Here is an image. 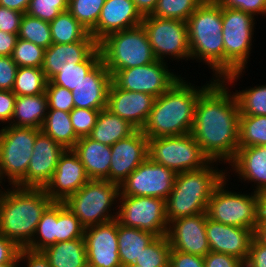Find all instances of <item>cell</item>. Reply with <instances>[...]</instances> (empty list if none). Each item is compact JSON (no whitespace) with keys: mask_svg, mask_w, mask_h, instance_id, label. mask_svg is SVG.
<instances>
[{"mask_svg":"<svg viewBox=\"0 0 266 267\" xmlns=\"http://www.w3.org/2000/svg\"><path fill=\"white\" fill-rule=\"evenodd\" d=\"M206 236L211 252L228 254L246 263L254 238V230L225 225L207 216Z\"/></svg>","mask_w":266,"mask_h":267,"instance_id":"44dd1931","label":"cell"},{"mask_svg":"<svg viewBox=\"0 0 266 267\" xmlns=\"http://www.w3.org/2000/svg\"><path fill=\"white\" fill-rule=\"evenodd\" d=\"M204 267H245V262L228 254L209 252L204 257Z\"/></svg>","mask_w":266,"mask_h":267,"instance_id":"816d5d0a","label":"cell"},{"mask_svg":"<svg viewBox=\"0 0 266 267\" xmlns=\"http://www.w3.org/2000/svg\"><path fill=\"white\" fill-rule=\"evenodd\" d=\"M221 6L242 10L252 16H266V0H216Z\"/></svg>","mask_w":266,"mask_h":267,"instance_id":"c3c4849f","label":"cell"},{"mask_svg":"<svg viewBox=\"0 0 266 267\" xmlns=\"http://www.w3.org/2000/svg\"><path fill=\"white\" fill-rule=\"evenodd\" d=\"M24 13L0 6V31L17 34Z\"/></svg>","mask_w":266,"mask_h":267,"instance_id":"f907efd6","label":"cell"},{"mask_svg":"<svg viewBox=\"0 0 266 267\" xmlns=\"http://www.w3.org/2000/svg\"><path fill=\"white\" fill-rule=\"evenodd\" d=\"M135 130L136 128L127 120L105 108L100 110L97 122L88 137L94 141L112 146L120 139L128 137Z\"/></svg>","mask_w":266,"mask_h":267,"instance_id":"f1b7e54d","label":"cell"},{"mask_svg":"<svg viewBox=\"0 0 266 267\" xmlns=\"http://www.w3.org/2000/svg\"><path fill=\"white\" fill-rule=\"evenodd\" d=\"M125 267H142L141 265H136V264H130V265H127Z\"/></svg>","mask_w":266,"mask_h":267,"instance_id":"03108f58","label":"cell"},{"mask_svg":"<svg viewBox=\"0 0 266 267\" xmlns=\"http://www.w3.org/2000/svg\"><path fill=\"white\" fill-rule=\"evenodd\" d=\"M181 75L168 69L167 62L157 60L150 64L118 70L112 81L126 91L146 93L159 97L166 92Z\"/></svg>","mask_w":266,"mask_h":267,"instance_id":"5bb4252c","label":"cell"},{"mask_svg":"<svg viewBox=\"0 0 266 267\" xmlns=\"http://www.w3.org/2000/svg\"><path fill=\"white\" fill-rule=\"evenodd\" d=\"M254 237L262 244L266 245V223H257Z\"/></svg>","mask_w":266,"mask_h":267,"instance_id":"be15d7a7","label":"cell"},{"mask_svg":"<svg viewBox=\"0 0 266 267\" xmlns=\"http://www.w3.org/2000/svg\"><path fill=\"white\" fill-rule=\"evenodd\" d=\"M0 189V234L20 249L32 241L45 210L53 203L44 188Z\"/></svg>","mask_w":266,"mask_h":267,"instance_id":"3957f363","label":"cell"},{"mask_svg":"<svg viewBox=\"0 0 266 267\" xmlns=\"http://www.w3.org/2000/svg\"><path fill=\"white\" fill-rule=\"evenodd\" d=\"M20 252V248L0 234V265L13 261Z\"/></svg>","mask_w":266,"mask_h":267,"instance_id":"6f0895ef","label":"cell"},{"mask_svg":"<svg viewBox=\"0 0 266 267\" xmlns=\"http://www.w3.org/2000/svg\"><path fill=\"white\" fill-rule=\"evenodd\" d=\"M46 93L32 96H16L11 126L41 129L47 114Z\"/></svg>","mask_w":266,"mask_h":267,"instance_id":"83f0119b","label":"cell"},{"mask_svg":"<svg viewBox=\"0 0 266 267\" xmlns=\"http://www.w3.org/2000/svg\"><path fill=\"white\" fill-rule=\"evenodd\" d=\"M48 80L41 68L18 67L12 92L16 96H32L46 91Z\"/></svg>","mask_w":266,"mask_h":267,"instance_id":"e575fe53","label":"cell"},{"mask_svg":"<svg viewBox=\"0 0 266 267\" xmlns=\"http://www.w3.org/2000/svg\"><path fill=\"white\" fill-rule=\"evenodd\" d=\"M212 78L210 83L204 84L201 88L183 80L185 79L183 77L177 80L166 92L155 99L141 131L148 138L191 133L197 101L216 80Z\"/></svg>","mask_w":266,"mask_h":267,"instance_id":"7a4b0ae2","label":"cell"},{"mask_svg":"<svg viewBox=\"0 0 266 267\" xmlns=\"http://www.w3.org/2000/svg\"><path fill=\"white\" fill-rule=\"evenodd\" d=\"M65 148L51 137H36L25 177L16 185L22 188H44L52 179L58 160Z\"/></svg>","mask_w":266,"mask_h":267,"instance_id":"e0dca14e","label":"cell"},{"mask_svg":"<svg viewBox=\"0 0 266 267\" xmlns=\"http://www.w3.org/2000/svg\"><path fill=\"white\" fill-rule=\"evenodd\" d=\"M245 267H266V245L260 243L255 237L252 240Z\"/></svg>","mask_w":266,"mask_h":267,"instance_id":"11a10c76","label":"cell"},{"mask_svg":"<svg viewBox=\"0 0 266 267\" xmlns=\"http://www.w3.org/2000/svg\"><path fill=\"white\" fill-rule=\"evenodd\" d=\"M156 97L146 93L120 89L113 81L107 95V107L111 113L127 120L134 128L142 129Z\"/></svg>","mask_w":266,"mask_h":267,"instance_id":"7402d4cb","label":"cell"},{"mask_svg":"<svg viewBox=\"0 0 266 267\" xmlns=\"http://www.w3.org/2000/svg\"><path fill=\"white\" fill-rule=\"evenodd\" d=\"M17 69L11 56H0V90L12 91Z\"/></svg>","mask_w":266,"mask_h":267,"instance_id":"681fc988","label":"cell"},{"mask_svg":"<svg viewBox=\"0 0 266 267\" xmlns=\"http://www.w3.org/2000/svg\"><path fill=\"white\" fill-rule=\"evenodd\" d=\"M102 61L113 76L118 70L157 61L143 25L108 34L98 43Z\"/></svg>","mask_w":266,"mask_h":267,"instance_id":"52a82bcc","label":"cell"},{"mask_svg":"<svg viewBox=\"0 0 266 267\" xmlns=\"http://www.w3.org/2000/svg\"><path fill=\"white\" fill-rule=\"evenodd\" d=\"M19 261L26 263L27 267H51L47 257L42 251H32L27 248L20 249ZM26 261V262H25Z\"/></svg>","mask_w":266,"mask_h":267,"instance_id":"9f6ffc18","label":"cell"},{"mask_svg":"<svg viewBox=\"0 0 266 267\" xmlns=\"http://www.w3.org/2000/svg\"><path fill=\"white\" fill-rule=\"evenodd\" d=\"M45 49L36 44L18 38L11 58L18 67H36L43 65Z\"/></svg>","mask_w":266,"mask_h":267,"instance_id":"ee69618b","label":"cell"},{"mask_svg":"<svg viewBox=\"0 0 266 267\" xmlns=\"http://www.w3.org/2000/svg\"><path fill=\"white\" fill-rule=\"evenodd\" d=\"M85 227L63 202H57V242L84 237Z\"/></svg>","mask_w":266,"mask_h":267,"instance_id":"b9f144b4","label":"cell"},{"mask_svg":"<svg viewBox=\"0 0 266 267\" xmlns=\"http://www.w3.org/2000/svg\"><path fill=\"white\" fill-rule=\"evenodd\" d=\"M118 220L84 229L87 263L94 267H122L118 253Z\"/></svg>","mask_w":266,"mask_h":267,"instance_id":"2e32d148","label":"cell"},{"mask_svg":"<svg viewBox=\"0 0 266 267\" xmlns=\"http://www.w3.org/2000/svg\"><path fill=\"white\" fill-rule=\"evenodd\" d=\"M18 37L44 49L53 44L49 22L31 17L26 13L22 17Z\"/></svg>","mask_w":266,"mask_h":267,"instance_id":"74e56055","label":"cell"},{"mask_svg":"<svg viewBox=\"0 0 266 267\" xmlns=\"http://www.w3.org/2000/svg\"><path fill=\"white\" fill-rule=\"evenodd\" d=\"M97 48L96 40H81L70 44L53 43L45 49L41 69L49 81L62 68L84 62Z\"/></svg>","mask_w":266,"mask_h":267,"instance_id":"d4e9b609","label":"cell"},{"mask_svg":"<svg viewBox=\"0 0 266 267\" xmlns=\"http://www.w3.org/2000/svg\"><path fill=\"white\" fill-rule=\"evenodd\" d=\"M36 236V237H35ZM57 243V202H53L42 214L34 237L27 249L42 251Z\"/></svg>","mask_w":266,"mask_h":267,"instance_id":"d590c367","label":"cell"},{"mask_svg":"<svg viewBox=\"0 0 266 267\" xmlns=\"http://www.w3.org/2000/svg\"><path fill=\"white\" fill-rule=\"evenodd\" d=\"M235 175L243 181L254 182V192L266 190V145L238 148L228 163Z\"/></svg>","mask_w":266,"mask_h":267,"instance_id":"484cf974","label":"cell"},{"mask_svg":"<svg viewBox=\"0 0 266 267\" xmlns=\"http://www.w3.org/2000/svg\"><path fill=\"white\" fill-rule=\"evenodd\" d=\"M119 193L118 184L108 180L90 179L63 203L86 228L116 219L117 208L113 204L117 205ZM114 209L116 212L112 214L110 211Z\"/></svg>","mask_w":266,"mask_h":267,"instance_id":"ba28073f","label":"cell"},{"mask_svg":"<svg viewBox=\"0 0 266 267\" xmlns=\"http://www.w3.org/2000/svg\"><path fill=\"white\" fill-rule=\"evenodd\" d=\"M148 157V137L136 129L111 146L109 181L120 185Z\"/></svg>","mask_w":266,"mask_h":267,"instance_id":"d6986e66","label":"cell"},{"mask_svg":"<svg viewBox=\"0 0 266 267\" xmlns=\"http://www.w3.org/2000/svg\"><path fill=\"white\" fill-rule=\"evenodd\" d=\"M101 60V51L98 47L84 62L77 63L75 66L62 68L61 71L49 81L52 84L73 91L82 79H84Z\"/></svg>","mask_w":266,"mask_h":267,"instance_id":"836d02e7","label":"cell"},{"mask_svg":"<svg viewBox=\"0 0 266 267\" xmlns=\"http://www.w3.org/2000/svg\"><path fill=\"white\" fill-rule=\"evenodd\" d=\"M141 24L157 60L164 61L167 57L179 61L191 59L186 21L146 15Z\"/></svg>","mask_w":266,"mask_h":267,"instance_id":"7c38bea8","label":"cell"},{"mask_svg":"<svg viewBox=\"0 0 266 267\" xmlns=\"http://www.w3.org/2000/svg\"><path fill=\"white\" fill-rule=\"evenodd\" d=\"M156 237L151 232L118 223V253L122 267L134 264L143 249Z\"/></svg>","mask_w":266,"mask_h":267,"instance_id":"4dcf8cb0","label":"cell"},{"mask_svg":"<svg viewBox=\"0 0 266 267\" xmlns=\"http://www.w3.org/2000/svg\"><path fill=\"white\" fill-rule=\"evenodd\" d=\"M19 255L11 262L1 264L0 267H19L20 266Z\"/></svg>","mask_w":266,"mask_h":267,"instance_id":"e7e4bbea","label":"cell"},{"mask_svg":"<svg viewBox=\"0 0 266 267\" xmlns=\"http://www.w3.org/2000/svg\"><path fill=\"white\" fill-rule=\"evenodd\" d=\"M45 93L48 109H56L68 113L74 109V100L70 90L48 81Z\"/></svg>","mask_w":266,"mask_h":267,"instance_id":"7dc6e473","label":"cell"},{"mask_svg":"<svg viewBox=\"0 0 266 267\" xmlns=\"http://www.w3.org/2000/svg\"><path fill=\"white\" fill-rule=\"evenodd\" d=\"M207 216V212H203L171 221L166 234L171 249L202 257L209 253L206 236Z\"/></svg>","mask_w":266,"mask_h":267,"instance_id":"ac0fdd59","label":"cell"},{"mask_svg":"<svg viewBox=\"0 0 266 267\" xmlns=\"http://www.w3.org/2000/svg\"><path fill=\"white\" fill-rule=\"evenodd\" d=\"M112 75L101 60L71 91L74 108L103 110L107 107V95Z\"/></svg>","mask_w":266,"mask_h":267,"instance_id":"cb8c5ba5","label":"cell"},{"mask_svg":"<svg viewBox=\"0 0 266 267\" xmlns=\"http://www.w3.org/2000/svg\"><path fill=\"white\" fill-rule=\"evenodd\" d=\"M215 188L209 199L207 215L210 219L225 225L250 228L255 231L257 225V193L251 195L229 191L227 181ZM227 180V181H226ZM227 185V187H226Z\"/></svg>","mask_w":266,"mask_h":267,"instance_id":"8fae6325","label":"cell"},{"mask_svg":"<svg viewBox=\"0 0 266 267\" xmlns=\"http://www.w3.org/2000/svg\"><path fill=\"white\" fill-rule=\"evenodd\" d=\"M49 25L52 43L70 44L81 40H95L68 10L61 12Z\"/></svg>","mask_w":266,"mask_h":267,"instance_id":"d6a6232c","label":"cell"},{"mask_svg":"<svg viewBox=\"0 0 266 267\" xmlns=\"http://www.w3.org/2000/svg\"><path fill=\"white\" fill-rule=\"evenodd\" d=\"M16 95L10 90H0V122L10 124L15 107Z\"/></svg>","mask_w":266,"mask_h":267,"instance_id":"db71d44e","label":"cell"},{"mask_svg":"<svg viewBox=\"0 0 266 267\" xmlns=\"http://www.w3.org/2000/svg\"><path fill=\"white\" fill-rule=\"evenodd\" d=\"M257 223H266V190L257 193Z\"/></svg>","mask_w":266,"mask_h":267,"instance_id":"94428289","label":"cell"},{"mask_svg":"<svg viewBox=\"0 0 266 267\" xmlns=\"http://www.w3.org/2000/svg\"><path fill=\"white\" fill-rule=\"evenodd\" d=\"M234 94L240 115L266 116V85L236 90Z\"/></svg>","mask_w":266,"mask_h":267,"instance_id":"f35d334b","label":"cell"},{"mask_svg":"<svg viewBox=\"0 0 266 267\" xmlns=\"http://www.w3.org/2000/svg\"><path fill=\"white\" fill-rule=\"evenodd\" d=\"M31 0H0V6L26 13Z\"/></svg>","mask_w":266,"mask_h":267,"instance_id":"6125c7cd","label":"cell"},{"mask_svg":"<svg viewBox=\"0 0 266 267\" xmlns=\"http://www.w3.org/2000/svg\"><path fill=\"white\" fill-rule=\"evenodd\" d=\"M142 16L151 15L157 6L158 0H132Z\"/></svg>","mask_w":266,"mask_h":267,"instance_id":"91938a15","label":"cell"},{"mask_svg":"<svg viewBox=\"0 0 266 267\" xmlns=\"http://www.w3.org/2000/svg\"><path fill=\"white\" fill-rule=\"evenodd\" d=\"M89 180L77 154L73 149H65L58 160L52 179L44 189L53 202H64Z\"/></svg>","mask_w":266,"mask_h":267,"instance_id":"ffe728a7","label":"cell"},{"mask_svg":"<svg viewBox=\"0 0 266 267\" xmlns=\"http://www.w3.org/2000/svg\"><path fill=\"white\" fill-rule=\"evenodd\" d=\"M42 252L51 267H84L87 264L84 238L57 242Z\"/></svg>","mask_w":266,"mask_h":267,"instance_id":"f546056e","label":"cell"},{"mask_svg":"<svg viewBox=\"0 0 266 267\" xmlns=\"http://www.w3.org/2000/svg\"><path fill=\"white\" fill-rule=\"evenodd\" d=\"M171 245L166 235L157 236L142 251L134 264L142 267H169Z\"/></svg>","mask_w":266,"mask_h":267,"instance_id":"ab89813d","label":"cell"},{"mask_svg":"<svg viewBox=\"0 0 266 267\" xmlns=\"http://www.w3.org/2000/svg\"><path fill=\"white\" fill-rule=\"evenodd\" d=\"M100 110L74 108L70 112L72 127L78 138L88 137L93 130Z\"/></svg>","mask_w":266,"mask_h":267,"instance_id":"bcb514c9","label":"cell"},{"mask_svg":"<svg viewBox=\"0 0 266 267\" xmlns=\"http://www.w3.org/2000/svg\"><path fill=\"white\" fill-rule=\"evenodd\" d=\"M169 267H204V258L171 249Z\"/></svg>","mask_w":266,"mask_h":267,"instance_id":"f5cc1de1","label":"cell"},{"mask_svg":"<svg viewBox=\"0 0 266 267\" xmlns=\"http://www.w3.org/2000/svg\"><path fill=\"white\" fill-rule=\"evenodd\" d=\"M148 157L176 174L201 169L210 162L191 133L148 138Z\"/></svg>","mask_w":266,"mask_h":267,"instance_id":"30bf717a","label":"cell"},{"mask_svg":"<svg viewBox=\"0 0 266 267\" xmlns=\"http://www.w3.org/2000/svg\"><path fill=\"white\" fill-rule=\"evenodd\" d=\"M40 130L65 149H72L79 140L72 127L70 113L65 111L47 109V114Z\"/></svg>","mask_w":266,"mask_h":267,"instance_id":"1f68e13d","label":"cell"},{"mask_svg":"<svg viewBox=\"0 0 266 267\" xmlns=\"http://www.w3.org/2000/svg\"><path fill=\"white\" fill-rule=\"evenodd\" d=\"M186 22L191 59L203 61L215 79H223L222 6L216 0H204Z\"/></svg>","mask_w":266,"mask_h":267,"instance_id":"5b68a950","label":"cell"},{"mask_svg":"<svg viewBox=\"0 0 266 267\" xmlns=\"http://www.w3.org/2000/svg\"><path fill=\"white\" fill-rule=\"evenodd\" d=\"M118 223L163 236L168 231L165 200L149 196L119 195ZM120 204V205H119Z\"/></svg>","mask_w":266,"mask_h":267,"instance_id":"4fadbf2b","label":"cell"},{"mask_svg":"<svg viewBox=\"0 0 266 267\" xmlns=\"http://www.w3.org/2000/svg\"><path fill=\"white\" fill-rule=\"evenodd\" d=\"M105 0H69L68 11L91 32L97 25Z\"/></svg>","mask_w":266,"mask_h":267,"instance_id":"7bdbcfd3","label":"cell"},{"mask_svg":"<svg viewBox=\"0 0 266 267\" xmlns=\"http://www.w3.org/2000/svg\"><path fill=\"white\" fill-rule=\"evenodd\" d=\"M68 8L69 0H31L26 14L50 23Z\"/></svg>","mask_w":266,"mask_h":267,"instance_id":"f6af8a7d","label":"cell"},{"mask_svg":"<svg viewBox=\"0 0 266 267\" xmlns=\"http://www.w3.org/2000/svg\"><path fill=\"white\" fill-rule=\"evenodd\" d=\"M143 16L132 0H105L96 27L90 32L99 43L108 34L141 25Z\"/></svg>","mask_w":266,"mask_h":267,"instance_id":"603a6c76","label":"cell"},{"mask_svg":"<svg viewBox=\"0 0 266 267\" xmlns=\"http://www.w3.org/2000/svg\"><path fill=\"white\" fill-rule=\"evenodd\" d=\"M216 79L199 97L191 135L210 161L229 163L236 155L240 112L236 96ZM230 92V93H229Z\"/></svg>","mask_w":266,"mask_h":267,"instance_id":"6da1fadb","label":"cell"},{"mask_svg":"<svg viewBox=\"0 0 266 267\" xmlns=\"http://www.w3.org/2000/svg\"><path fill=\"white\" fill-rule=\"evenodd\" d=\"M204 0H158L151 16L187 21Z\"/></svg>","mask_w":266,"mask_h":267,"instance_id":"60d3db41","label":"cell"},{"mask_svg":"<svg viewBox=\"0 0 266 267\" xmlns=\"http://www.w3.org/2000/svg\"><path fill=\"white\" fill-rule=\"evenodd\" d=\"M84 267H94V266L87 263Z\"/></svg>","mask_w":266,"mask_h":267,"instance_id":"003e7915","label":"cell"},{"mask_svg":"<svg viewBox=\"0 0 266 267\" xmlns=\"http://www.w3.org/2000/svg\"><path fill=\"white\" fill-rule=\"evenodd\" d=\"M214 162L218 164L210 161L201 169L176 174L173 189L165 200L168 224L182 217L207 212L213 191L230 174L228 170L216 169Z\"/></svg>","mask_w":266,"mask_h":267,"instance_id":"277c9868","label":"cell"},{"mask_svg":"<svg viewBox=\"0 0 266 267\" xmlns=\"http://www.w3.org/2000/svg\"><path fill=\"white\" fill-rule=\"evenodd\" d=\"M40 133V129L33 127L11 125L2 127L0 130V186L5 178L8 179L10 186H16L25 177L36 137Z\"/></svg>","mask_w":266,"mask_h":267,"instance_id":"9c48e42d","label":"cell"},{"mask_svg":"<svg viewBox=\"0 0 266 267\" xmlns=\"http://www.w3.org/2000/svg\"><path fill=\"white\" fill-rule=\"evenodd\" d=\"M255 17L242 10L222 6L224 78L227 85L237 82L245 72L251 54Z\"/></svg>","mask_w":266,"mask_h":267,"instance_id":"8992f818","label":"cell"},{"mask_svg":"<svg viewBox=\"0 0 266 267\" xmlns=\"http://www.w3.org/2000/svg\"><path fill=\"white\" fill-rule=\"evenodd\" d=\"M266 145V116L240 115L238 148Z\"/></svg>","mask_w":266,"mask_h":267,"instance_id":"8d00e7d4","label":"cell"},{"mask_svg":"<svg viewBox=\"0 0 266 267\" xmlns=\"http://www.w3.org/2000/svg\"><path fill=\"white\" fill-rule=\"evenodd\" d=\"M18 38L17 34L0 31V56H11Z\"/></svg>","mask_w":266,"mask_h":267,"instance_id":"680465c9","label":"cell"},{"mask_svg":"<svg viewBox=\"0 0 266 267\" xmlns=\"http://www.w3.org/2000/svg\"><path fill=\"white\" fill-rule=\"evenodd\" d=\"M176 173L147 157L119 185V195L149 196L163 200L173 189Z\"/></svg>","mask_w":266,"mask_h":267,"instance_id":"9a60e30c","label":"cell"},{"mask_svg":"<svg viewBox=\"0 0 266 267\" xmlns=\"http://www.w3.org/2000/svg\"><path fill=\"white\" fill-rule=\"evenodd\" d=\"M72 149L84 165L90 179L109 181L111 146L94 141L89 137H82Z\"/></svg>","mask_w":266,"mask_h":267,"instance_id":"4316f807","label":"cell"}]
</instances>
